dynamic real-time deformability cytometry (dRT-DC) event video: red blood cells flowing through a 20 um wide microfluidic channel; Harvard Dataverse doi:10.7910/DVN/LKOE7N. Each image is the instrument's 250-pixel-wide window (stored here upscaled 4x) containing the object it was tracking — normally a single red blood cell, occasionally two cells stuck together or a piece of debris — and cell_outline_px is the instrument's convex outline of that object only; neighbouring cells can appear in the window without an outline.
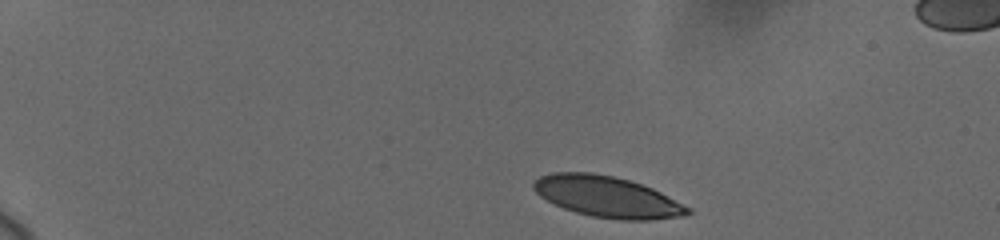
{"species": "human", "species_latin": "Homo sapiens", "temperature_condition": "cold", "stored_images_in_passage": 27, "camera_frame_rate_fps": 3000, "um_per_image_px": 0.085, "donor": {"sex": "female"}, "frame": {"image": 1, "passage_image": 1, "time_ms": 0.0, "image_size_px": [1000, 240], "cell_outline_px": [[692, 212], [684, 216], [652, 220], [620, 220], [592, 216], [576, 212], [564, 208], [540, 196], [532, 188], [532, 184], [540, 176], [552, 172], [592, 172], [612, 176], [628, 180], [652, 188], [692, 208]], "centroid_in_image_um": [51.63, 16.73], "position_along_channel_um": 33.4, "area_um2": 36.76}}
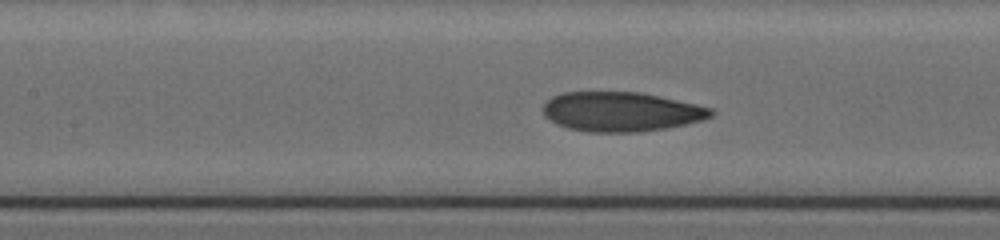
{"frame": {"image": 2, "passage_image": 16, "time_ms": 6.0, "image_size_px": [1000, 240], "cell_outline_px": [[716, 112], [712, 116], [704, 120], [668, 128], [640, 132], [588, 132], [568, 128], [556, 124], [544, 116], [544, 100], [552, 96], [564, 92], [640, 92], [696, 104], [712, 108]], "centroid_in_image_um": [52.8, 9.5], "position_along_channel_um": 154.6, "area_um2": 38.96}}
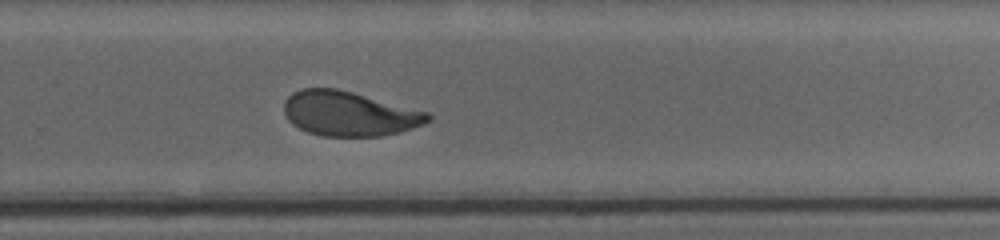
{"frame": {"image": 3, "passage_image": 27, "time_ms": 10.0, "image_size_px": [1000, 240], "cell_outline_px": [[432, 120], [424, 124], [400, 132], [384, 136], [324, 136], [308, 132], [292, 124], [288, 120], [284, 112], [284, 100], [292, 92], [300, 88], [336, 88], [352, 92], [428, 112], [432, 116]], "centroid_in_image_um": [29.67, 9.66], "position_along_channel_um": 300.1, "area_um2": 37.51}}